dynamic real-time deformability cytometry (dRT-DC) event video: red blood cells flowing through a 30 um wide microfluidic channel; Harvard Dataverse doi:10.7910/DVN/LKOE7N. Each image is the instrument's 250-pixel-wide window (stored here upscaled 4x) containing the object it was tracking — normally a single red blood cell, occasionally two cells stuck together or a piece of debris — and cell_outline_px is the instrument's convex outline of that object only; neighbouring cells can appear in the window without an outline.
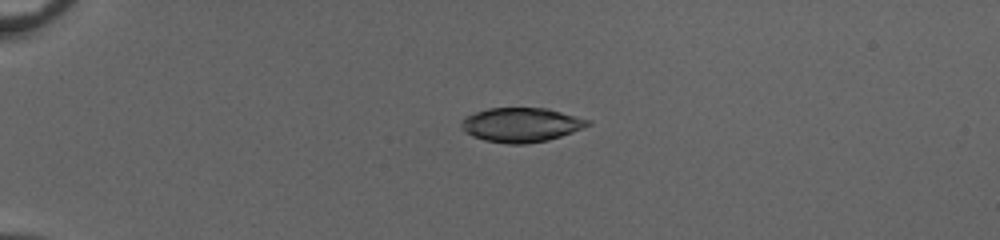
{"species": "common noctule bat (a hibernating species)", "species_latin": "Nyctalus noctula", "temperature_condition": "cold", "stored_images_in_passage": 39, "camera_frame_rate_fps": 3000, "um_per_image_px": 0.085, "animal": {"sex": "female", "body_mass_g": 20.0, "forearm_length_mm": 54.0}, "frame": {"image": 1, "passage_image": 1, "time_ms": 0.0, "image_size_px": [1000, 240], "cell_outline_px": [[592, 124], [572, 132], [548, 140], [524, 144], [508, 144], [484, 140], [472, 136], [460, 124], [468, 116], [476, 112], [488, 108], [548, 108], [592, 120]], "centroid_in_image_um": [44.36, 10.61], "position_along_channel_um": 40.6, "area_um2": 25.09}}
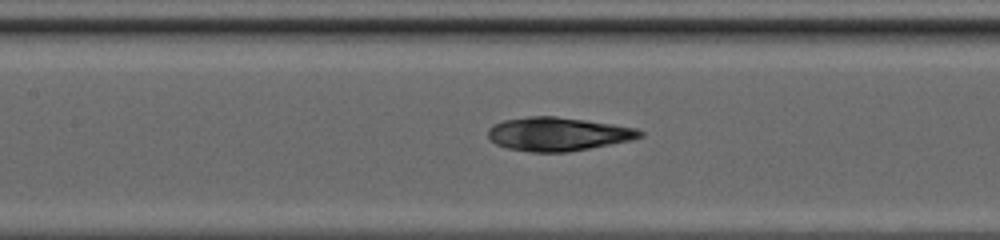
{"frame": {"image": 2, "passage_image": 14, "time_ms": 4.333, "image_size_px": [1000, 240], "cell_outline_px": [[644, 136], [632, 140], [588, 148], [564, 152], [532, 152], [508, 148], [496, 144], [488, 136], [488, 128], [492, 124], [504, 120], [528, 116], [556, 116], [612, 124], [636, 128], [644, 132]], "centroid_in_image_um": [47.42, 11.38], "position_along_channel_um": 160.0, "area_um2": 29.59}}
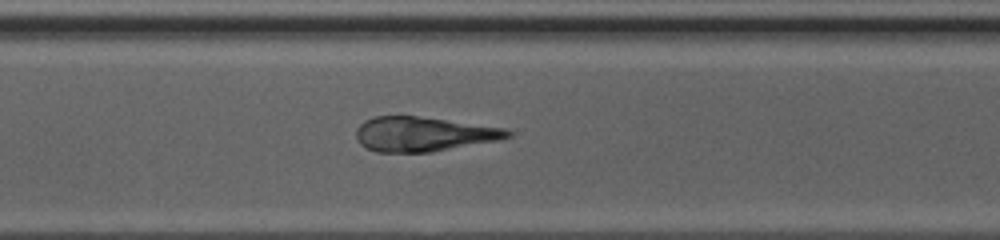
{"frame": {"image": 3, "passage_image": 27, "time_ms": 8.667, "image_size_px": [1000, 240], "cell_outline_px": [[512, 136], [500, 140], [432, 152], [376, 152], [360, 144], [356, 136], [356, 128], [364, 120], [376, 116], [416, 116], [508, 128], [512, 132]], "centroid_in_image_um": [36.01, 11.4], "position_along_channel_um": 334.6, "area_um2": 30.58}, "authors_computed_cell_mechanics": {"area_um2": 29.767, "velocity_mm_per_s": 4.0527, "shape_relaxation_time_tau1_ms": 1.1197, "shape_relaxation_time_tau2_ms": 7.73, "deformation_change_tau1": 0.0428, "deformation_change_tau2": 0.1683}}